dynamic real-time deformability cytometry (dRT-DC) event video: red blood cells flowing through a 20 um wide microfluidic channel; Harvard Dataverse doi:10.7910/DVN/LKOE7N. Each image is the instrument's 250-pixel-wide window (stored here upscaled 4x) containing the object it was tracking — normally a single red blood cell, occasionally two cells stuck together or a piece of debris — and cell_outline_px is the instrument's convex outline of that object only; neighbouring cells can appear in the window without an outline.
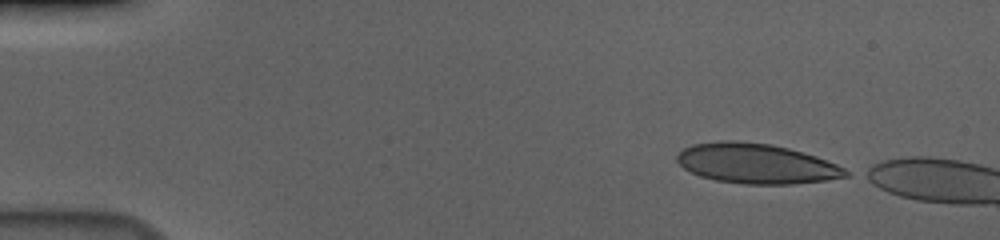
{"species": "human", "species_latin": "Homo sapiens", "temperature_condition": "cold", "stored_images_in_passage": 10, "camera_frame_rate_fps": 3000, "um_per_image_px": 0.085, "donor": {"sex": "male"}, "frame": {"image": 1, "passage_image": 1, "time_ms": 0.0, "image_size_px": [1000, 240], "cell_outline_px": [[852, 172], [848, 176], [828, 180], [792, 184], [744, 184], [716, 180], [700, 176], [684, 168], [676, 160], [676, 156], [684, 148], [692, 144], [720, 140], [736, 140], [772, 144], [788, 148], [816, 156], [836, 164]], "centroid_in_image_um": [64.29, 13.9], "position_along_channel_um": 20.7, "area_um2": 39.42}}